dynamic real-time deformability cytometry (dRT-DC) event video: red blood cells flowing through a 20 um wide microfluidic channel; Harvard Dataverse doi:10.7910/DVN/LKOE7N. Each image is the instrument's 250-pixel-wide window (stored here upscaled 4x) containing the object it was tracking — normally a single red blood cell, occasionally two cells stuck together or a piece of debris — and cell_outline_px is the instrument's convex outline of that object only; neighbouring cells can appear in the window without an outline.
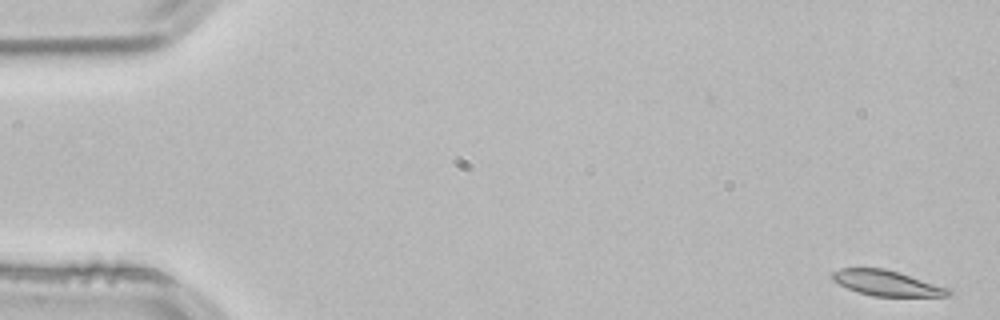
{"species": "common noctule bat (a hibernating species)", "species_latin": "Nyctalus noctula", "temperature_condition": "room temperature", "stored_images_in_passage": 54, "camera_frame_rate_fps": 3000, "um_per_image_px": 0.085, "animal": {"sex": "male", "body_mass_g": 21.5, "forearm_length_mm": 52.0}, "frame": {"image": 1, "passage_image": 1, "time_ms": 0.0, "image_size_px": [1000, 320], "cell_outline_px": [[952, 296], [872, 296], [856, 292], [832, 280], [832, 272], [840, 268], [884, 268], [952, 288]], "centroid_in_image_um": [75.42, 24.07], "position_along_channel_um": 9.6, "area_um2": 17.28}}
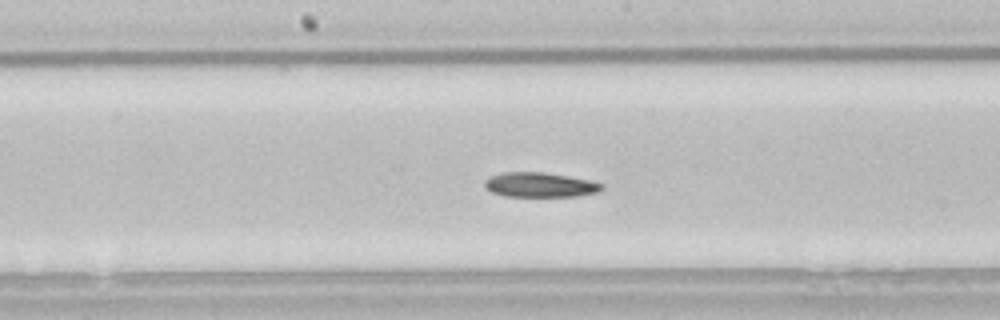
{"frame": {"image": 2, "passage_image": 27, "time_ms": 8.667, "image_size_px": [1000, 320], "cell_outline_px": [[604, 188], [600, 192], [576, 196], [504, 196], [492, 192], [484, 188], [484, 180], [492, 176], [504, 172], [544, 172], [592, 180], [604, 184]], "centroid_in_image_um": [45.93, 15.71], "position_along_channel_um": 202.3, "area_um2": 16.99}}
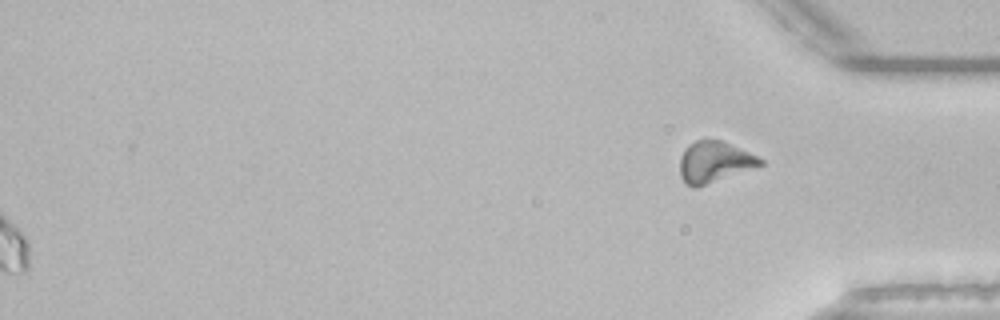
{"frame": {"image": 3, "passage_image": 54, "time_ms": 17.667, "image_size_px": [1000, 320], "cell_outline_px": [[764, 164], [696, 188], [692, 188], [680, 176], [680, 156], [684, 148], [688, 144], [696, 140], [720, 140], [748, 152], [764, 160]], "centroid_in_image_um": [60.68, 13.77], "position_along_channel_um": 374.5, "area_um2": 19.02}}